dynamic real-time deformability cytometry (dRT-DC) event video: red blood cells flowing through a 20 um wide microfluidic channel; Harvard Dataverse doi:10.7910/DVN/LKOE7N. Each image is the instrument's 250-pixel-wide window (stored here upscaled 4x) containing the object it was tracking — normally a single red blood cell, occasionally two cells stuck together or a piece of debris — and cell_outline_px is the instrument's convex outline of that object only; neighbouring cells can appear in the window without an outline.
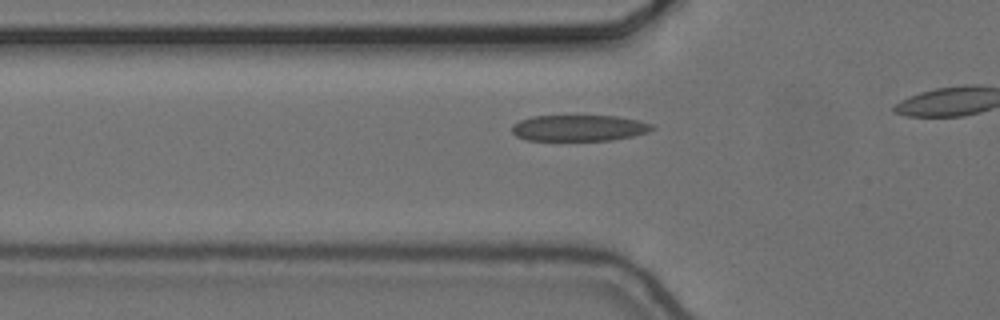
{"species": "common noctule bat (a hibernating species)", "species_latin": "Nyctalus noctula", "temperature_condition": "cold", "stored_images_in_passage": 9, "camera_frame_rate_fps": 3000, "um_per_image_px": 0.085, "animal": {"sex": "female", "body_mass_g": 24.6, "forearm_length_mm": 56.2}, "frame": {"image": 1, "passage_image": 3, "time_ms": 0.667, "image_size_px": [1000, 320], "cell_outline_px": [[656, 128], [648, 132], [632, 136], [612, 140], [528, 140], [516, 136], [512, 132], [512, 124], [520, 120], [532, 116], [616, 116], [640, 120], [652, 124]], "centroid_in_image_um": [49.23, 10.87], "position_along_channel_um": 76.6, "area_um2": 21.39}}
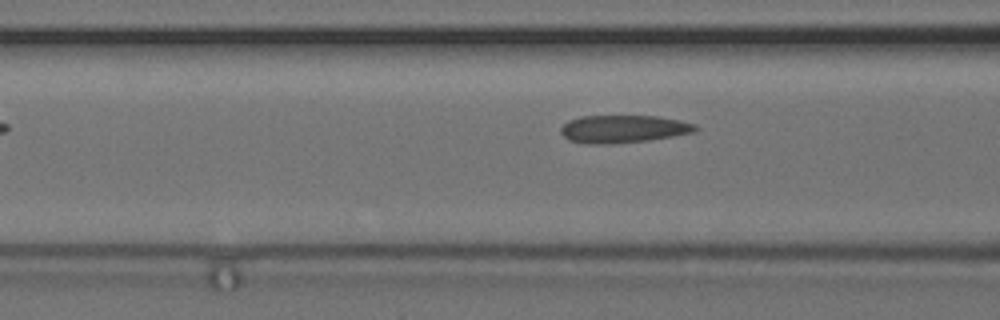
{"frame": {"image": 2, "passage_image": 6, "time_ms": 1.667, "image_size_px": [1000, 320], "cell_outline_px": [[700, 128], [692, 132], [672, 136], [648, 140], [612, 144], [588, 144], [568, 140], [560, 132], [560, 128], [568, 120], [580, 116], [656, 116], [680, 120], [696, 124]], "centroid_in_image_um": [52.95, 10.96], "position_along_channel_um": 113.6, "area_um2": 21.79}}